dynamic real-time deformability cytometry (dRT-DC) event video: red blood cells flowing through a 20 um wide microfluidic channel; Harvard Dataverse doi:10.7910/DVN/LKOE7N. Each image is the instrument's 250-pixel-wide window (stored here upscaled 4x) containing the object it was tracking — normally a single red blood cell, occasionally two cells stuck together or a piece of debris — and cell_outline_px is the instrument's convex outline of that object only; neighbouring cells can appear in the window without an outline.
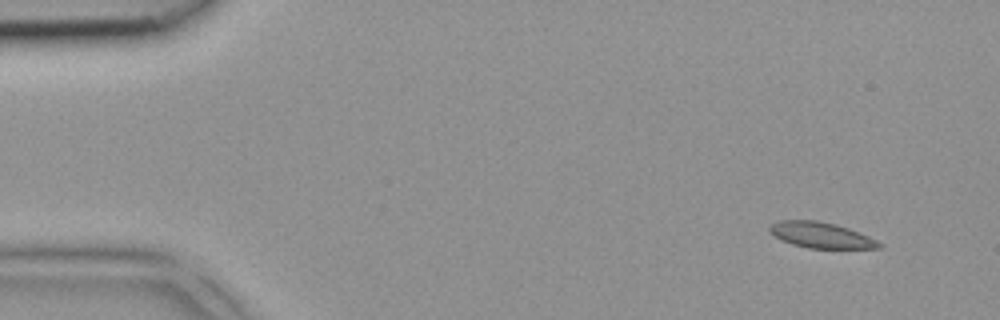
{"species": "common noctule bat (a hibernating species)", "species_latin": "Nyctalus noctula", "temperature_condition": "room temperature", "stored_images_in_passage": 4, "camera_frame_rate_fps": 3000, "um_per_image_px": 0.085, "animal": {"sex": "female", "body_mass_g": 18.4}, "frame": {"image": 1, "passage_image": 1, "time_ms": 0.0, "image_size_px": [1000, 320], "cell_outline_px": [[884, 244], [880, 248], [808, 248], [792, 244], [780, 240], [768, 232], [768, 228], [772, 224], [780, 220], [816, 220], [836, 224], [848, 228], [868, 236]], "centroid_in_image_um": [69.75, 19.98], "position_along_channel_um": 15.2, "area_um2": 16.47}}
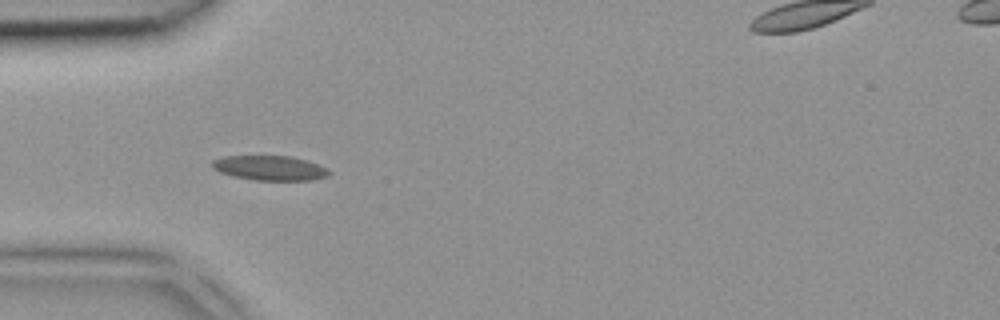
{"frame": {"image": 2, "passage_image": 4, "time_ms": 1.0, "image_size_px": [1000, 320], "cell_outline_px": [[332, 172], [328, 176], [312, 180], [256, 180], [232, 176], [220, 172], [212, 168], [212, 160], [224, 156], [292, 156], [308, 160], [328, 168]], "centroid_in_image_um": [22.97, 14.27], "position_along_channel_um": 62.0, "area_um2": 16.99}}